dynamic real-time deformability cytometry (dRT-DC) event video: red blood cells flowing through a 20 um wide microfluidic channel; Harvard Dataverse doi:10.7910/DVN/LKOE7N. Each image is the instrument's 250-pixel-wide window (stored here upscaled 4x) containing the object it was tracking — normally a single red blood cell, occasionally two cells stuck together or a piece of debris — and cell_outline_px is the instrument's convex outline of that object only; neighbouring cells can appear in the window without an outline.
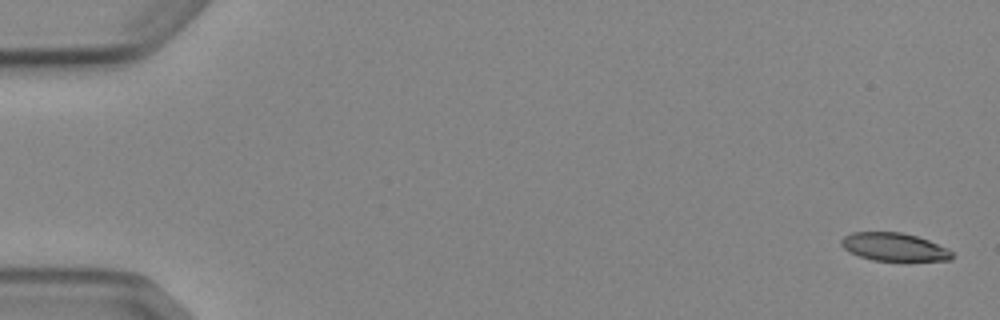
{"species": "Egyptian fruit bat (a non-hibernating species)", "species_latin": "Rousettus aegyptiacus", "temperature_condition": "cold", "stored_images_in_passage": 6, "camera_frame_rate_fps": 3000, "um_per_image_px": 0.085, "animal": {"sex": "female"}, "frame": {"image": 1, "passage_image": 1, "time_ms": 0.0, "image_size_px": [1000, 320], "cell_outline_px": [[952, 260], [872, 260], [848, 252], [840, 244], [840, 240], [844, 236], [852, 232], [900, 232], [916, 236], [928, 240], [948, 248], [952, 252]], "centroid_in_image_um": [75.97, 20.98], "position_along_channel_um": 9.0, "area_um2": 17.98}}
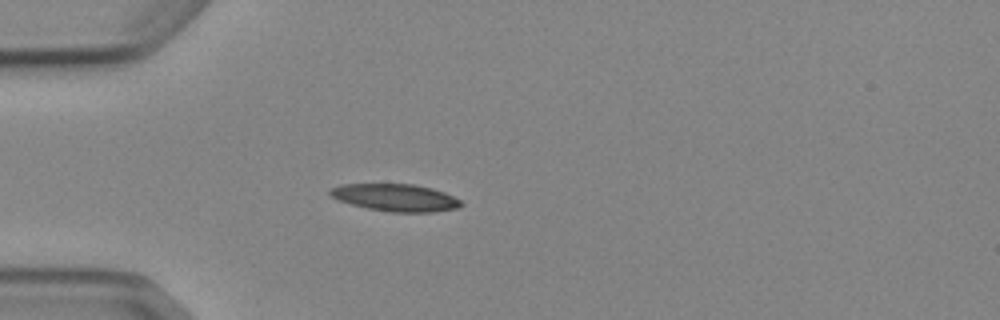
{"frame": {"image": 2, "passage_image": 5, "time_ms": 4.667, "image_size_px": [1000, 320], "cell_outline_px": [[464, 204], [460, 208], [432, 212], [392, 212], [368, 208], [352, 204], [340, 200], [332, 196], [328, 192], [332, 188], [340, 184], [412, 184], [432, 188], [444, 192], [460, 200]], "centroid_in_image_um": [33.66, 16.79], "position_along_channel_um": 51.3, "area_um2": 20.69}}